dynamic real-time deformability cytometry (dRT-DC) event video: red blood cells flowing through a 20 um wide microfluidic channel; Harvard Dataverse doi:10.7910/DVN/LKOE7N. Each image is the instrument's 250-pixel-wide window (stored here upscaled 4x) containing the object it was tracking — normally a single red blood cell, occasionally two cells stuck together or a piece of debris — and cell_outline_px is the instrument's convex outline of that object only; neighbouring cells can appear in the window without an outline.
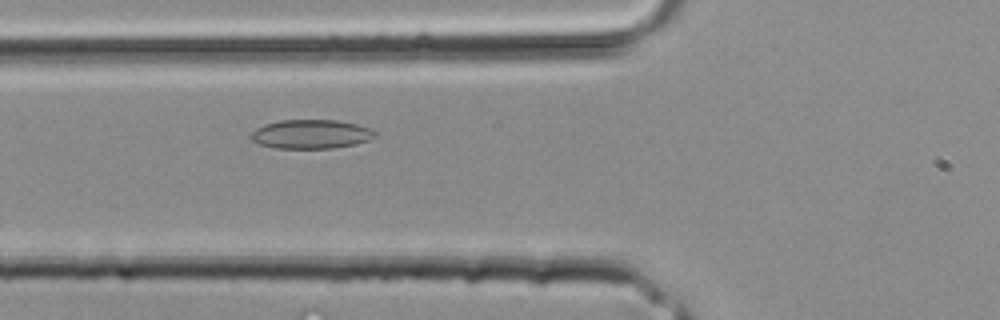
{"species": "common noctule bat (a hibernating species)", "species_latin": "Nyctalus noctula", "temperature_condition": "room temperature", "stored_images_in_passage": 25, "camera_frame_rate_fps": 3000, "um_per_image_px": 0.085, "animal": {"sex": "male", "body_mass_g": 20.4}, "frame": {"image": 1, "passage_image": 3, "time_ms": 0.667, "image_size_px": [1000, 320], "cell_outline_px": [[376, 136], [368, 140], [356, 144], [332, 148], [276, 148], [260, 144], [252, 140], [248, 136], [256, 128], [264, 124], [280, 120], [336, 120], [356, 124], [372, 128], [376, 132]], "centroid_in_image_um": [26.44, 11.4], "position_along_channel_um": 99.4, "area_um2": 21.04}}
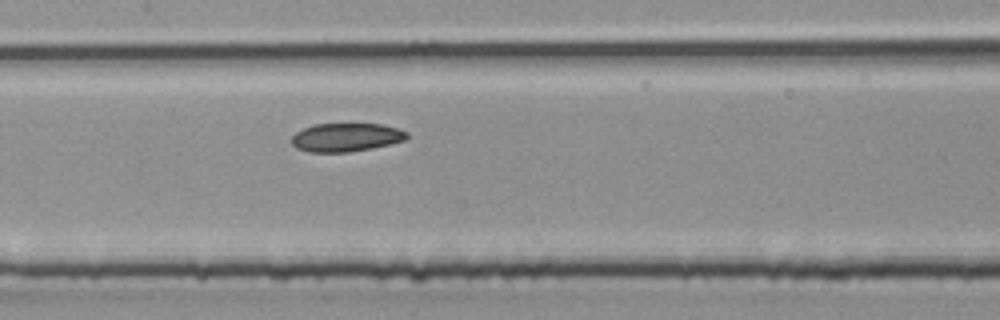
{"frame": {"image": 2, "passage_image": 7, "time_ms": 2.0, "image_size_px": [1000, 320], "cell_outline_px": [[408, 136], [404, 140], [372, 148], [348, 152], [308, 152], [296, 148], [292, 144], [292, 136], [296, 132], [304, 128], [316, 124], [384, 124], [400, 128], [408, 132]], "centroid_in_image_um": [29.43, 11.67], "position_along_channel_um": 178.0, "area_um2": 19.13}}
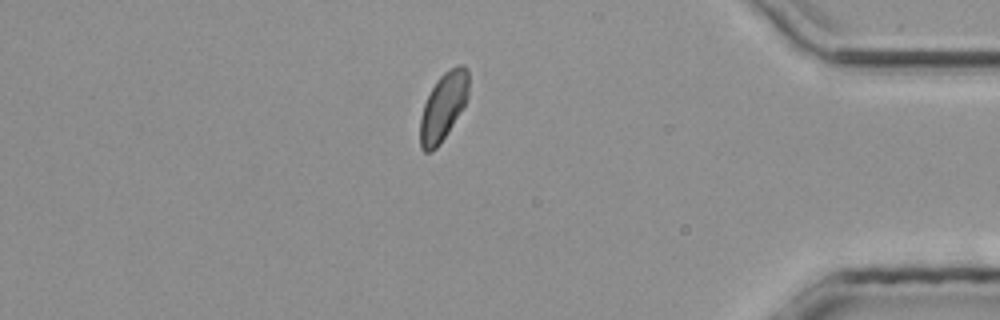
{"frame": {"image": 3, "passage_image": 20, "time_ms": 6.333, "image_size_px": [1000, 320], "cell_outline_px": [[468, 96], [464, 108], [440, 144], [432, 152], [424, 152], [420, 148], [420, 116], [424, 104], [436, 80], [444, 72], [456, 64], [464, 64], [468, 68]], "centroid_in_image_um": [37.69, 9.06], "position_along_channel_um": 397.5, "area_um2": 19.42}}